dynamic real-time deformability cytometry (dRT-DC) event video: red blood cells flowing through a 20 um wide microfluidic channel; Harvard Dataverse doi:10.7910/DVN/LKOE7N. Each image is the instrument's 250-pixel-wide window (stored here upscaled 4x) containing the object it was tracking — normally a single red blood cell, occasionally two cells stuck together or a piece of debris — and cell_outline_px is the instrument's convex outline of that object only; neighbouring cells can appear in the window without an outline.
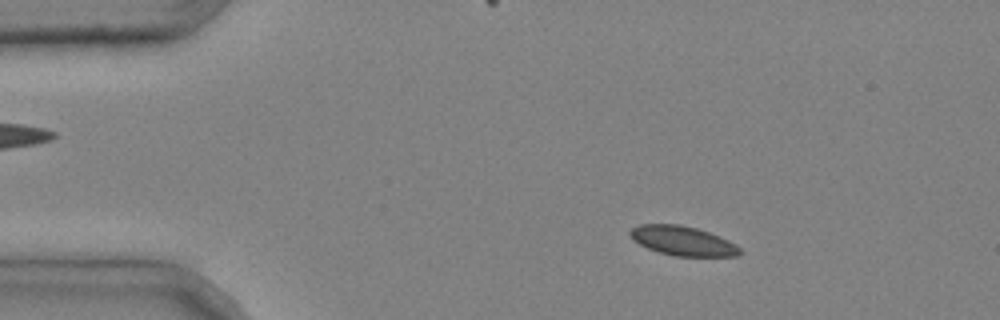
{"species": "common noctule bat (a hibernating species)", "species_latin": "Nyctalus noctula", "temperature_condition": "cold", "stored_images_in_passage": 3, "segment_of_instrument_passage": [1, 2], "camera_frame_rate_fps": 3000, "um_per_image_px": 0.085, "animal": {"sex": "male", "body_mass_g": 20.4}, "frame": {"image": 1, "passage_image": 1, "time_ms": 0.0, "image_size_px": [1000, 320], "cell_outline_px": [[740, 252], [736, 256], [676, 256], [660, 252], [648, 248], [632, 240], [628, 232], [632, 228], [640, 224], [680, 224], [696, 228], [720, 236], [736, 244], [740, 248]], "centroid_in_image_um": [58.01, 20.46], "position_along_channel_um": 27.0, "area_um2": 18.73}}